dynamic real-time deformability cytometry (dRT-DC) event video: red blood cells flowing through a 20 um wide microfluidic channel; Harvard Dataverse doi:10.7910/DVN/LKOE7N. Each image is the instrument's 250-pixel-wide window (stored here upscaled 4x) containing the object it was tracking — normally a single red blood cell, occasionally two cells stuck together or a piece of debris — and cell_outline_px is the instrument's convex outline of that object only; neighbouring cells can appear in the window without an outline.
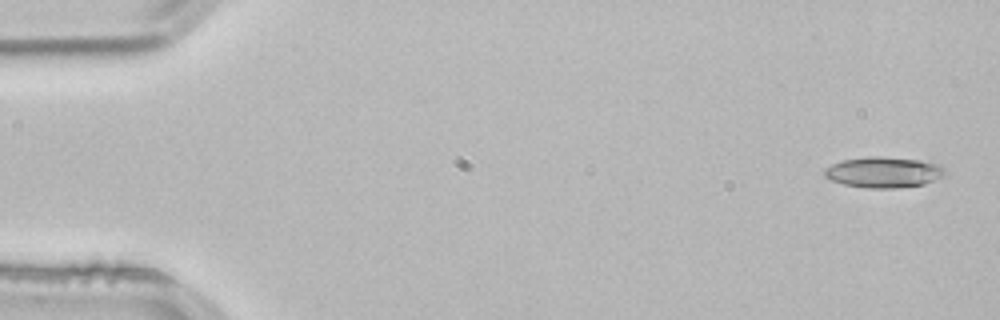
{"species": "common noctule bat (a hibernating species)", "species_latin": "Nyctalus noctula", "temperature_condition": "room temperature", "stored_images_in_passage": 14, "camera_frame_rate_fps": 3000, "um_per_image_px": 0.085, "animal": {"sex": "male", "body_mass_g": 21.5, "forearm_length_mm": 52.0}, "frame": {"image": 1, "passage_image": 1, "time_ms": 0.0, "image_size_px": [1000, 320], "cell_outline_px": [[944, 176], [936, 180], [924, 184], [896, 188], [868, 188], [844, 184], [832, 180], [824, 176], [824, 168], [832, 164], [844, 160], [868, 156], [880, 156], [920, 160], [936, 164], [944, 168]], "centroid_in_image_um": [75.1, 14.64], "position_along_channel_um": 9.9, "area_um2": 21.5}}